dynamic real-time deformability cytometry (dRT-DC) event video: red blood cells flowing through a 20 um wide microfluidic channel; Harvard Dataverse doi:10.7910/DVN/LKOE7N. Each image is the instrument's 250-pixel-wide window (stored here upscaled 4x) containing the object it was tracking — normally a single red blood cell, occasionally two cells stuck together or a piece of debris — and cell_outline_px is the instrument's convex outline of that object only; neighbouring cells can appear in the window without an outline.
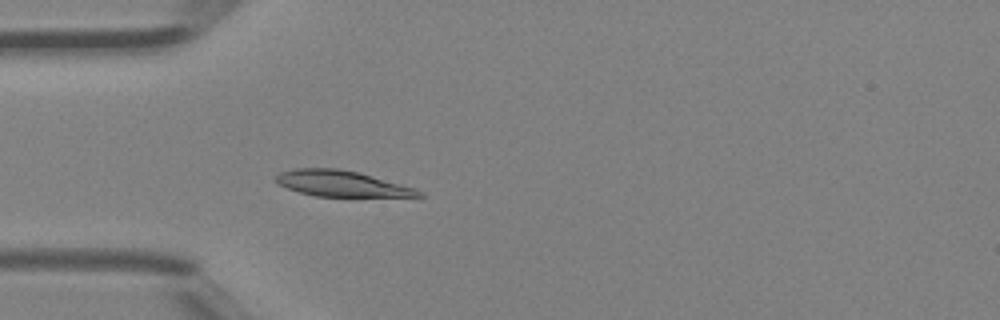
{"species": "Egyptian fruit bat (a non-hibernating species)", "species_latin": "Rousettus aegyptiacus", "temperature_condition": "room temperature", "stored_images_in_passage": 3, "camera_frame_rate_fps": 3000, "um_per_image_px": 0.085, "animal": {"sex": "female"}, "frame": {"image": 1, "passage_image": 3, "time_ms": 0.667, "image_size_px": [1000, 320], "cell_outline_px": [[424, 196], [316, 196], [300, 192], [276, 184], [276, 176], [280, 172], [296, 168], [336, 168], [360, 172], [416, 188], [424, 192]], "centroid_in_image_um": [29.04, 15.59], "position_along_channel_um": 56.0, "area_um2": 21.44}}